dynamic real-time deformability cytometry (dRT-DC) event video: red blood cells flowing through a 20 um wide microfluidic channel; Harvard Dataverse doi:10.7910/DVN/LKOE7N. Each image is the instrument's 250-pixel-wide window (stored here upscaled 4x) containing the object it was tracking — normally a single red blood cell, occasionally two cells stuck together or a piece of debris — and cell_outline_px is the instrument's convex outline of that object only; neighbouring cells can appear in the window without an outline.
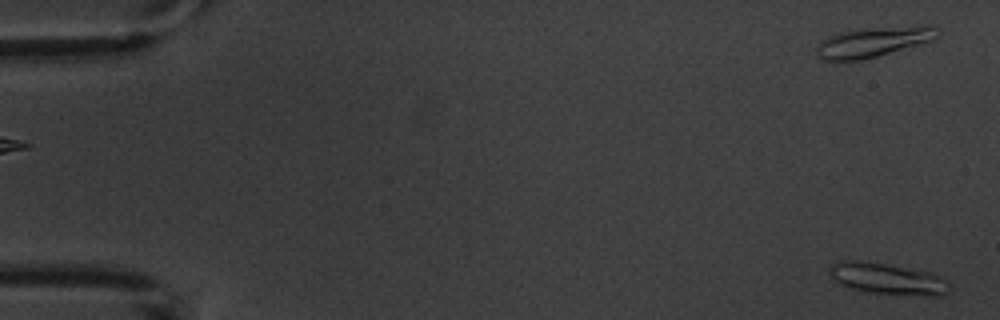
{"species": "common noctule bat (a hibernating species)", "species_latin": "Nyctalus noctula", "temperature_condition": "warm", "stored_images_in_passage": 5, "camera_frame_rate_fps": 3000, "um_per_image_px": 0.085, "animal": {"sex": "male", "body_mass_g": 20.1, "forearm_length_mm": 53.5}, "frame": {"image": 1, "passage_image": 5, "time_ms": 4.667, "image_size_px": [1000, 320], "cell_outline_px": [[948, 288], [940, 296], [928, 296], [872, 292], [852, 288], [840, 284], [828, 276], [828, 272], [832, 264], [840, 260], [856, 260], [884, 264], [932, 272], [940, 276], [948, 284]], "centroid_in_image_um": [75.38, 23.68], "position_along_channel_um": 9.6, "area_um2": 21.56}}